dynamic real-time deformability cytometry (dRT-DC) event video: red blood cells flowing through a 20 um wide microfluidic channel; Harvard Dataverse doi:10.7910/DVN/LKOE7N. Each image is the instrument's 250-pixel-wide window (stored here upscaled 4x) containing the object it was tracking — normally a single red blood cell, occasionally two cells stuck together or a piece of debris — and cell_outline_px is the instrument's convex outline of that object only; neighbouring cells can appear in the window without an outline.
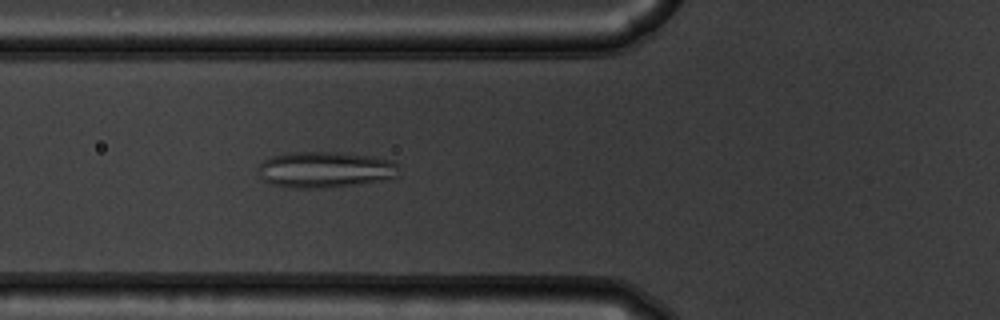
{"species": "common noctule bat (a hibernating species)", "species_latin": "Nyctalus noctula", "temperature_condition": "warm", "stored_images_in_passage": 53, "camera_frame_rate_fps": 3000, "um_per_image_px": 0.085, "animal": {"sex": "male", "body_mass_g": 19.5, "forearm_length_mm": 54.6}, "frame": {"image": 1, "passage_image": 20, "time_ms": 6.333, "image_size_px": [1000, 320], "cell_outline_px": [[396, 176], [388, 180], [324, 188], [288, 188], [272, 184], [264, 180], [260, 176], [260, 164], [264, 160], [272, 156], [284, 152], [340, 152], [372, 156], [392, 160], [396, 164]], "centroid_in_image_um": [27.62, 14.41], "position_along_channel_um": 98.2, "area_um2": 29.65}}
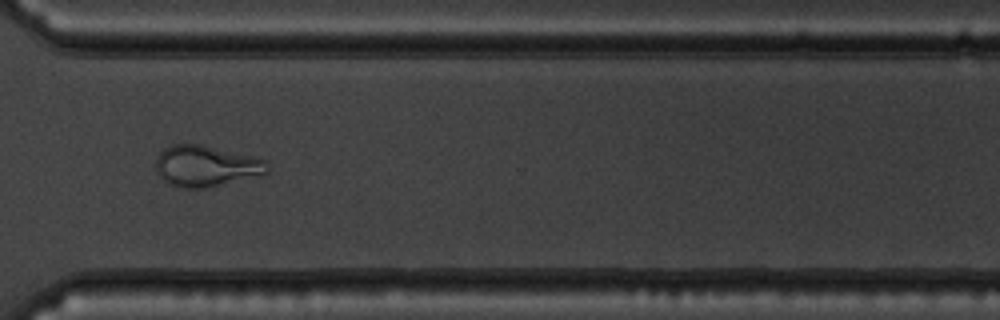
{"frame": {"image": 2, "passage_image": 40, "time_ms": 13.0, "image_size_px": [1000, 320], "cell_outline_px": [[268, 172], [264, 176], [208, 188], [180, 188], [164, 180], [160, 176], [156, 168], [156, 156], [164, 148], [172, 144], [200, 144], [252, 156], [264, 160], [268, 164]], "centroid_in_image_um": [17.55, 14.13], "position_along_channel_um": 353.1, "area_um2": 26.99}}
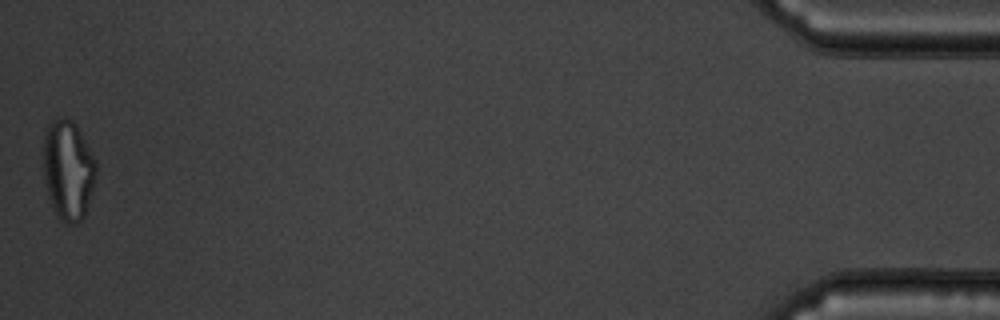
{"frame": {"image": 3, "passage_image": 53, "time_ms": 17.333, "image_size_px": [1000, 320], "cell_outline_px": [[96, 176], [92, 192], [84, 216], [76, 224], [64, 224], [56, 212], [48, 196], [44, 180], [44, 128], [48, 124], [60, 116], [64, 116], [72, 120], [76, 124], [96, 160]], "centroid_in_image_um": [5.79, 14.42], "position_along_channel_um": 429.4, "area_um2": 30.81}}